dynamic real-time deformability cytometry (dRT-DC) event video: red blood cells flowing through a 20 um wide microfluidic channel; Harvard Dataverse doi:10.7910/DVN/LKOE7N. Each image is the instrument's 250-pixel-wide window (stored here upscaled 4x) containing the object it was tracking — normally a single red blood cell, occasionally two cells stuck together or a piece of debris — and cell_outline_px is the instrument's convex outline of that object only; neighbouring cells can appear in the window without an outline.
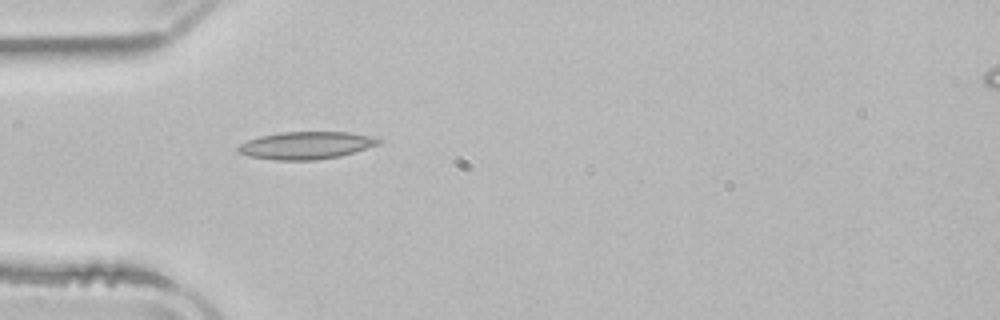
{"species": "common noctule bat (a hibernating species)", "species_latin": "Nyctalus noctula", "temperature_condition": "room temperature", "stored_images_in_passage": 37, "camera_frame_rate_fps": 3000, "um_per_image_px": 0.085, "animal": {"sex": "male", "body_mass_g": 21.5, "forearm_length_mm": 52.0}, "frame": {"image": 1, "passage_image": 1, "time_ms": 0.0, "image_size_px": [1000, 320], "cell_outline_px": [[384, 140], [380, 144], [340, 156], [316, 160], [276, 160], [248, 156], [236, 152], [236, 148], [240, 144], [248, 140], [260, 136], [280, 132], [348, 132], [372, 136]], "centroid_in_image_um": [26.01, 12.35], "position_along_channel_um": 59.0, "area_um2": 22.6}}
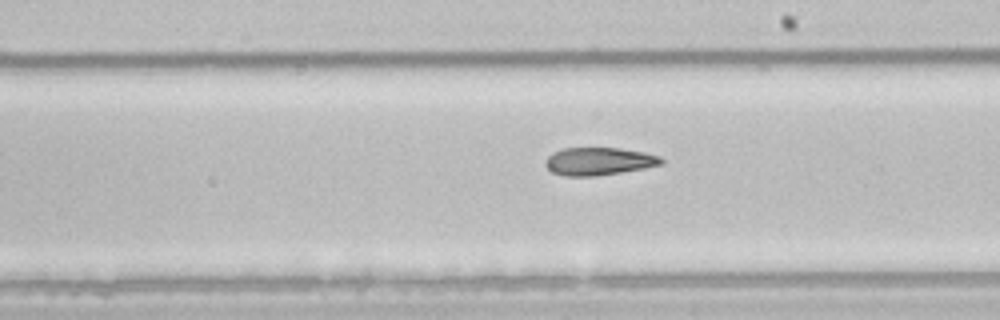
{"frame": {"image": 2, "passage_image": 15, "time_ms": 4.667, "image_size_px": [1000, 320], "cell_outline_px": [[664, 164], [644, 168], [596, 176], [564, 176], [552, 172], [544, 164], [544, 160], [552, 152], [564, 148], [620, 148], [644, 152], [660, 156], [664, 160]], "centroid_in_image_um": [50.89, 13.71], "position_along_channel_um": 238.1, "area_um2": 18.84}}
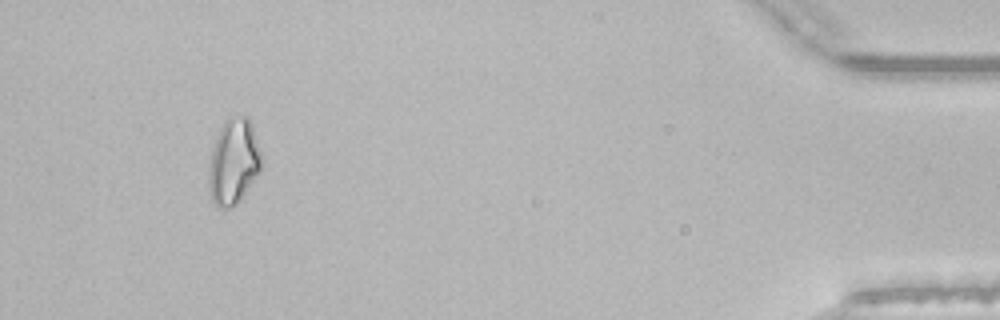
{"frame": {"image": 3, "passage_image": 34, "time_ms": 11.0, "image_size_px": [1000, 320], "cell_outline_px": [[264, 164], [240, 200], [236, 204], [228, 208], [216, 208], [212, 200], [208, 184], [208, 164], [212, 148], [216, 136], [224, 120], [228, 116], [236, 112], [240, 112], [248, 116], [252, 124], [264, 160]], "centroid_in_image_um": [19.86, 13.67], "position_along_channel_um": 415.3, "area_um2": 27.17}, "authors_computed_cell_mechanics": {"area_um2": 20.1144, "velocity_mm_per_s": 3.9107, "shape_relaxation_time_tau1_ms": null, "shape_relaxation_time_tau2_ms": 8.3078, "deformation_change_tau1": null, "deformation_change_tau2": 0.2017}}